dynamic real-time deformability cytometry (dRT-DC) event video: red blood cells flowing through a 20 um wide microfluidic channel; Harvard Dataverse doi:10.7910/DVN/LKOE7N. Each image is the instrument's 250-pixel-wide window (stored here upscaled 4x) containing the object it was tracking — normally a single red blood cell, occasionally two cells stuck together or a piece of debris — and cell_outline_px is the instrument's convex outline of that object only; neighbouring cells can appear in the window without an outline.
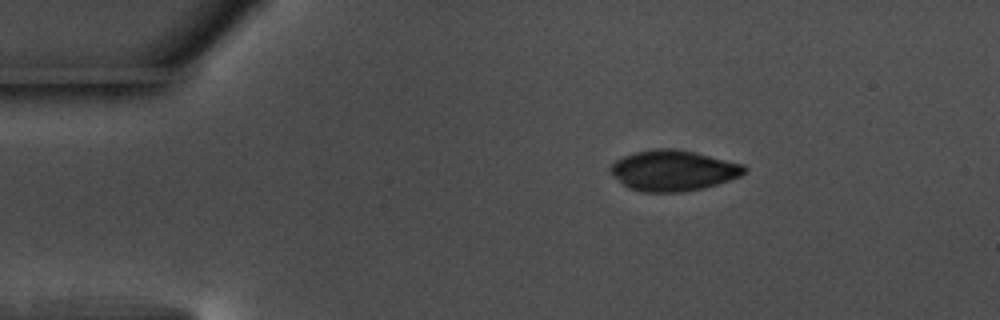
{"species": "common noctule bat (a hibernating species)", "species_latin": "Nyctalus noctula", "temperature_condition": "warm", "stored_images_in_passage": 47, "camera_frame_rate_fps": 3000, "um_per_image_px": 0.085, "animal": {"sex": "male", "body_mass_g": 17.5, "forearm_length_mm": 52.3}, "frame": {"image": 1, "passage_image": 1, "time_ms": 0.0, "image_size_px": [1000, 320], "cell_outline_px": [[748, 172], [740, 176], [716, 184], [700, 188], [680, 192], [644, 192], [628, 188], [608, 168], [616, 160], [624, 156], [636, 152], [656, 148], [676, 148], [744, 164], [748, 168]], "centroid_in_image_um": [57.25, 14.48], "position_along_channel_um": 27.7, "area_um2": 31.39}}
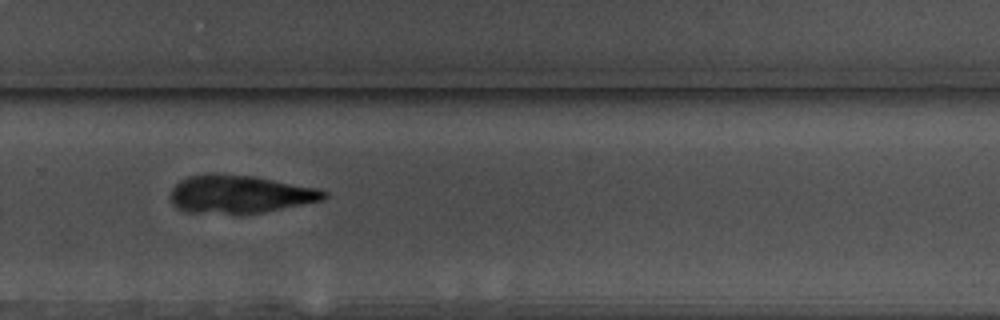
{"frame": {"image": 2, "passage_image": 29, "time_ms": 9.333, "image_size_px": [1000, 320], "cell_outline_px": [[328, 196], [324, 200], [264, 212], [240, 216], [184, 212], [176, 208], [172, 204], [168, 196], [172, 188], [180, 180], [188, 176], [212, 172], [256, 176], [320, 188], [328, 192]], "centroid_in_image_um": [20.35, 16.52], "position_along_channel_um": 309.4, "area_um2": 35.49}}
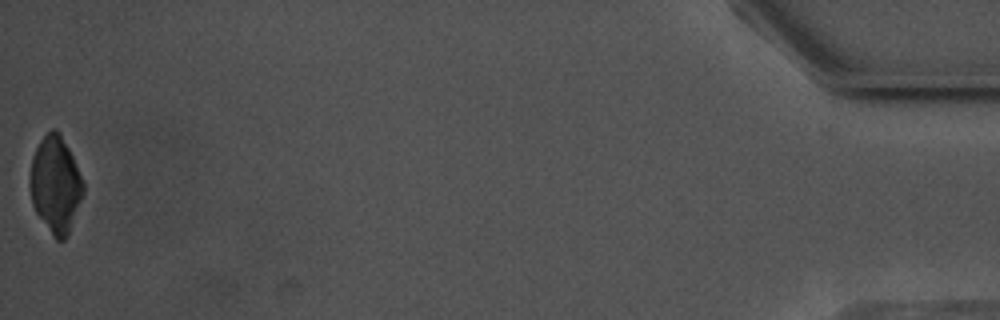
{"frame": {"image": 3, "passage_image": 47, "time_ms": 15.333, "image_size_px": [1000, 320], "cell_outline_px": [[84, 192], [68, 236], [64, 240], [56, 240], [52, 236], [36, 212], [32, 204], [28, 184], [28, 180], [32, 156], [40, 140], [52, 128], [56, 128], [60, 132], [72, 156], [84, 184]], "centroid_in_image_um": [4.69, 15.7], "position_along_channel_um": 430.5, "area_um2": 30.17}}